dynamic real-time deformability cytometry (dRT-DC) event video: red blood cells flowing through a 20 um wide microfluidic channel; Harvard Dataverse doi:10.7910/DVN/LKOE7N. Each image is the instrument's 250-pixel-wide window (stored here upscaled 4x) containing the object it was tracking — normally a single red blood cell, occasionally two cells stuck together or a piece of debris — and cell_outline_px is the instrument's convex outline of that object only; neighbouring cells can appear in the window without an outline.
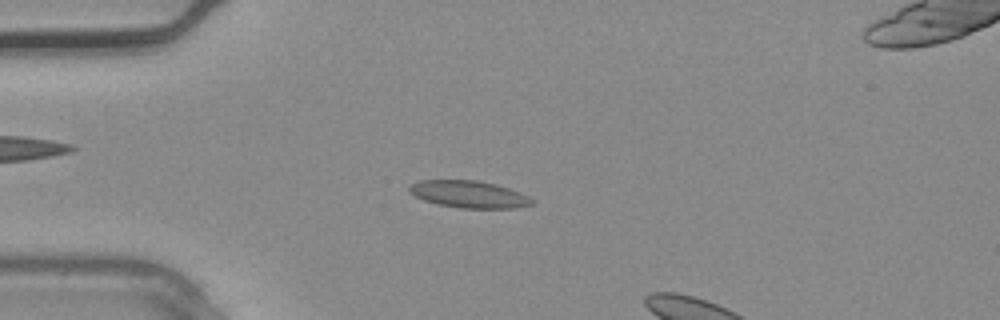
{"species": "common noctule bat (a hibernating species)", "species_latin": "Nyctalus noctula", "temperature_condition": "warm", "stored_images_in_passage": 4, "camera_frame_rate_fps": 3000, "um_per_image_px": 0.085, "animal": {"sex": "male", "body_mass_g": 20.4}, "frame": {"image": 1, "passage_image": 3, "time_ms": 0.667, "image_size_px": [1000, 320], "cell_outline_px": [[536, 200], [532, 204], [512, 208], [460, 208], [436, 204], [424, 200], [408, 192], [408, 188], [412, 184], [420, 180], [476, 180], [496, 184], [520, 192]], "centroid_in_image_um": [39.85, 16.51], "position_along_channel_um": 45.1, "area_um2": 19.36}}